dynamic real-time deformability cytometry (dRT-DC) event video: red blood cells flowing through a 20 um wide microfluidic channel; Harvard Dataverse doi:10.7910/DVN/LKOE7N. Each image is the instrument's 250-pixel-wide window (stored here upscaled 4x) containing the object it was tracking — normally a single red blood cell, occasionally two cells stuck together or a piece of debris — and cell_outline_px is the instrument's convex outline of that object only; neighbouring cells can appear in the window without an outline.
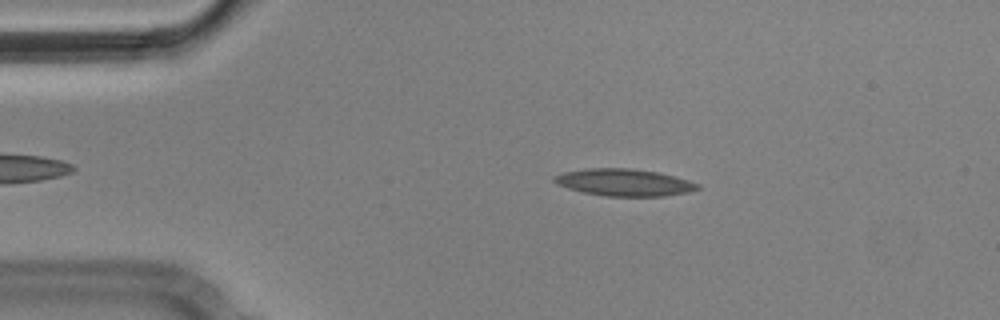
{"species": "Egyptian fruit bat (a non-hibernating species)", "species_latin": "Rousettus aegyptiacus", "temperature_condition": "cold", "stored_images_in_passage": 4, "camera_frame_rate_fps": 3000, "um_per_image_px": 0.085, "animal": {"sex": "male"}, "frame": {"image": 1, "passage_image": 2, "time_ms": 0.333, "image_size_px": [1000, 320], "cell_outline_px": [[700, 188], [688, 192], [664, 196], [604, 196], [584, 192], [568, 188], [556, 184], [552, 180], [552, 176], [564, 172], [588, 168], [628, 168], [660, 172], [676, 176], [700, 184]], "centroid_in_image_um": [53.05, 15.5], "position_along_channel_um": 31.9, "area_um2": 22.72}}
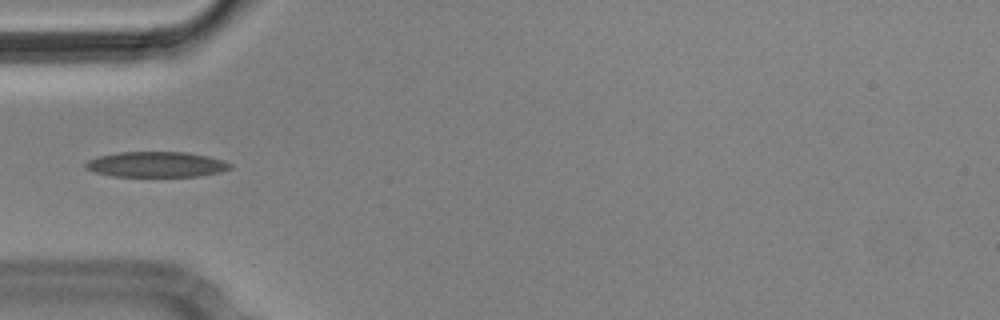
{"frame": {"image": 2, "passage_image": 4, "time_ms": 1.0, "image_size_px": [1000, 320], "cell_outline_px": [[232, 168], [220, 172], [200, 176], [112, 176], [92, 172], [84, 168], [84, 164], [88, 160], [100, 156], [116, 152], [188, 152], [208, 156], [232, 164]], "centroid_in_image_um": [13.25, 13.98], "position_along_channel_um": 71.7, "area_um2": 21.5}}